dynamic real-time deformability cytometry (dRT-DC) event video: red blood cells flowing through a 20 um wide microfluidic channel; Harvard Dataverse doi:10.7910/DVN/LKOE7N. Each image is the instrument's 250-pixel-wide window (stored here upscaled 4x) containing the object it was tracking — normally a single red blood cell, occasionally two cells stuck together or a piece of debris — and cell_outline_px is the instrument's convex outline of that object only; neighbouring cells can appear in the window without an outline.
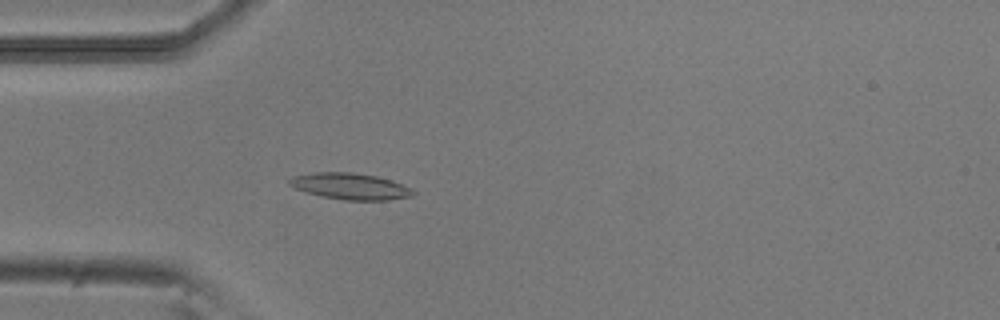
{"species": "common noctule bat (a hibernating species)", "species_latin": "Nyctalus noctula", "temperature_condition": "room temperature", "stored_images_in_passage": 5, "camera_frame_rate_fps": 3000, "um_per_image_px": 0.085, "animal": {"sex": "male", "body_mass_g": 20.5, "forearm_length_mm": 52.5}, "frame": {"image": 1, "passage_image": 5, "time_ms": 1.333, "image_size_px": [1000, 320], "cell_outline_px": [[416, 192], [412, 196], [388, 200], [344, 200], [320, 196], [304, 192], [288, 184], [288, 180], [292, 176], [316, 172], [352, 172], [376, 176], [400, 184]], "centroid_in_image_um": [29.71, 15.84], "position_along_channel_um": 55.3, "area_um2": 18.84}}